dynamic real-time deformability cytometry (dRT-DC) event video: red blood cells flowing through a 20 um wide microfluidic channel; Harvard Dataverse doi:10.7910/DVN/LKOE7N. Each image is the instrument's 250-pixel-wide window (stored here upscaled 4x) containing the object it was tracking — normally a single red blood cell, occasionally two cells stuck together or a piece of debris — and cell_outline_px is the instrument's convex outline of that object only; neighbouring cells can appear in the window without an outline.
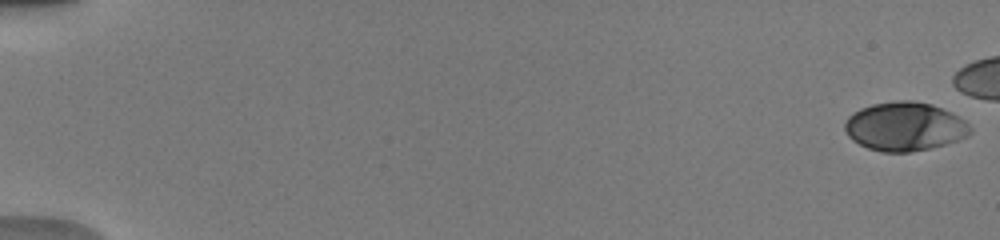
{"species": "human", "species_latin": "Homo sapiens", "temperature_condition": "warm", "stored_images_in_passage": 47, "camera_frame_rate_fps": 3000, "um_per_image_px": 0.085, "donor": {"sex": "male"}, "frame": {"image": 1, "passage_image": 1, "time_ms": 0.0, "image_size_px": [1000, 240], "cell_outline_px": [[972, 132], [968, 136], [932, 148], [908, 152], [880, 152], [868, 148], [852, 140], [848, 136], [844, 128], [844, 124], [848, 116], [852, 112], [860, 108], [872, 104], [896, 100], [912, 100], [932, 104], [952, 112], [964, 120], [972, 128]], "centroid_in_image_um": [76.89, 10.74], "position_along_channel_um": 8.1, "area_um2": 35.89}}
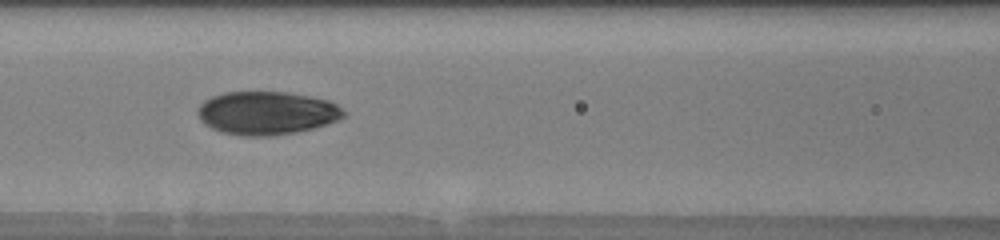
{"frame": {"image": 2, "passage_image": 25, "time_ms": 8.0, "image_size_px": [1000, 240], "cell_outline_px": [[348, 112], [340, 120], [312, 128], [296, 132], [272, 136], [244, 136], [220, 132], [204, 124], [200, 120], [196, 112], [200, 104], [204, 100], [212, 96], [224, 92], [284, 92], [308, 96], [328, 100], [336, 104]], "centroid_in_image_um": [22.66, 9.61], "position_along_channel_um": 143.9, "area_um2": 36.99}}
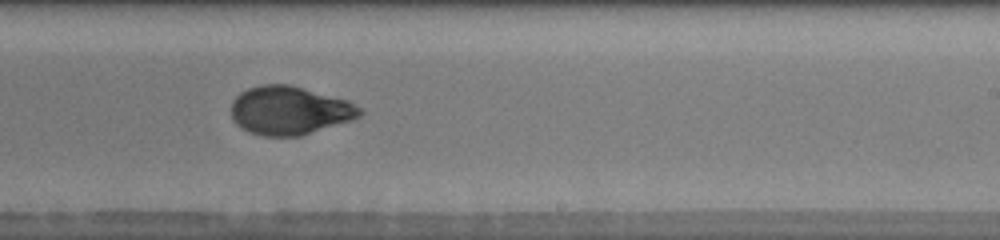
{"frame": {"image": 3, "passage_image": 34, "time_ms": 11.0, "image_size_px": [1000, 240], "cell_outline_px": [[364, 112], [360, 116], [352, 120], [300, 136], [264, 136], [248, 132], [240, 128], [232, 120], [232, 100], [240, 92], [248, 88], [260, 84], [288, 84], [348, 100], [360, 108]], "centroid_in_image_um": [24.59, 9.39], "position_along_channel_um": 264.4, "area_um2": 36.47}}